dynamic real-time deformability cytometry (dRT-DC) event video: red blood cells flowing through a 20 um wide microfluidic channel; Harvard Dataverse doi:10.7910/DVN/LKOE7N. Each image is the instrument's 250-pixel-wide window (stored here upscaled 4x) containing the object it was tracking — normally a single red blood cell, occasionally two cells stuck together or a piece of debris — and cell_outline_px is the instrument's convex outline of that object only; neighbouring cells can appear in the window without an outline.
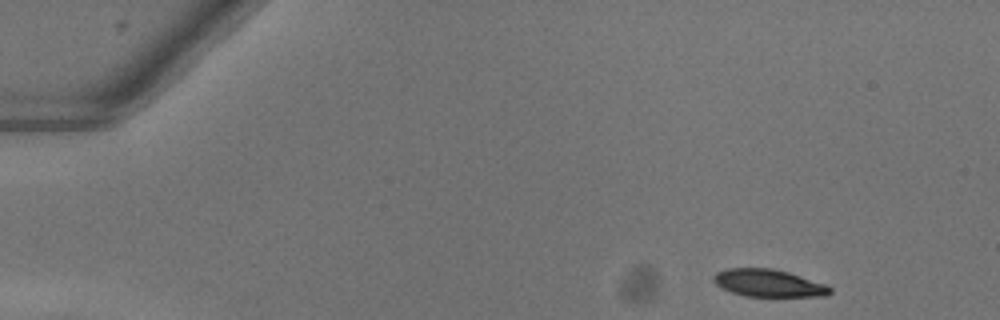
{"species": "common noctule bat (a hibernating species)", "species_latin": "Nyctalus noctula", "temperature_condition": "warm", "stored_images_in_passage": 47, "camera_frame_rate_fps": 3000, "um_per_image_px": 0.085, "animal": {"sex": "female"}, "frame": {"image": 1, "passage_image": 1, "time_ms": 0.0, "image_size_px": [1000, 320], "cell_outline_px": [[832, 292], [828, 296], [744, 296], [720, 288], [712, 280], [712, 276], [716, 272], [724, 268], [772, 268], [788, 272], [824, 284], [832, 288]], "centroid_in_image_um": [65.27, 24.06], "position_along_channel_um": 19.7, "area_um2": 18.67}}
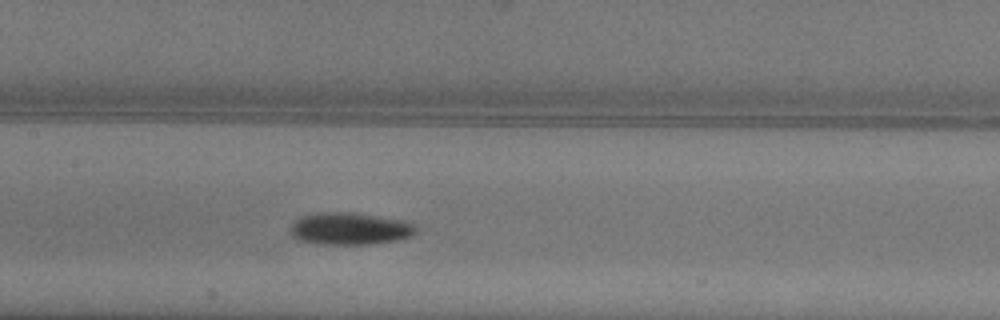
{"frame": {"image": 2, "passage_image": 21, "time_ms": 6.667, "image_size_px": [1000, 320], "cell_outline_px": [[416, 232], [412, 236], [396, 240], [368, 244], [324, 244], [300, 240], [292, 236], [292, 224], [296, 220], [304, 216], [316, 212], [352, 212], [400, 220], [416, 224]], "centroid_in_image_um": [29.76, 19.43], "position_along_channel_um": 177.6, "area_um2": 23.24}}
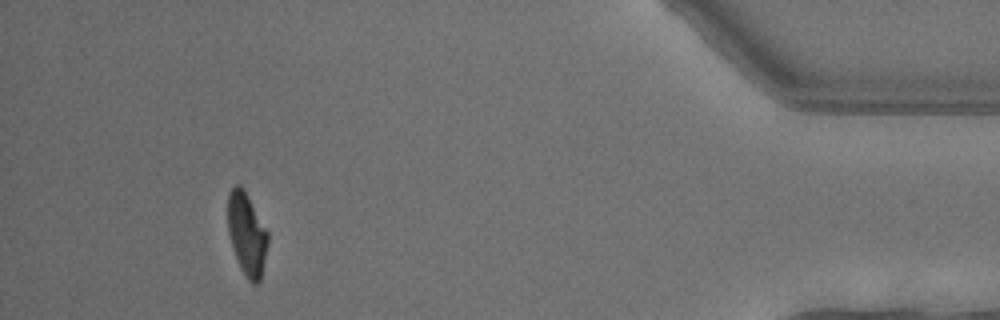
{"frame": {"image": 3, "passage_image": 43, "time_ms": 14.0, "image_size_px": [1000, 320], "cell_outline_px": [[268, 244], [260, 280], [256, 284], [252, 284], [248, 280], [240, 268], [232, 248], [228, 232], [228, 192], [236, 184], [240, 184], [244, 188], [268, 232]], "centroid_in_image_um": [20.97, 19.89], "position_along_channel_um": 414.2, "area_um2": 19.36}, "authors_computed_cell_mechanics": {"area_um2": 20.9814, "velocity_mm_per_s": 4.0566, "shape_relaxation_time_tau1_ms": 4.0693, "shape_relaxation_time_tau2_ms": null, "deformation_change_tau1": 0.1765, "deformation_change_tau2": null}}